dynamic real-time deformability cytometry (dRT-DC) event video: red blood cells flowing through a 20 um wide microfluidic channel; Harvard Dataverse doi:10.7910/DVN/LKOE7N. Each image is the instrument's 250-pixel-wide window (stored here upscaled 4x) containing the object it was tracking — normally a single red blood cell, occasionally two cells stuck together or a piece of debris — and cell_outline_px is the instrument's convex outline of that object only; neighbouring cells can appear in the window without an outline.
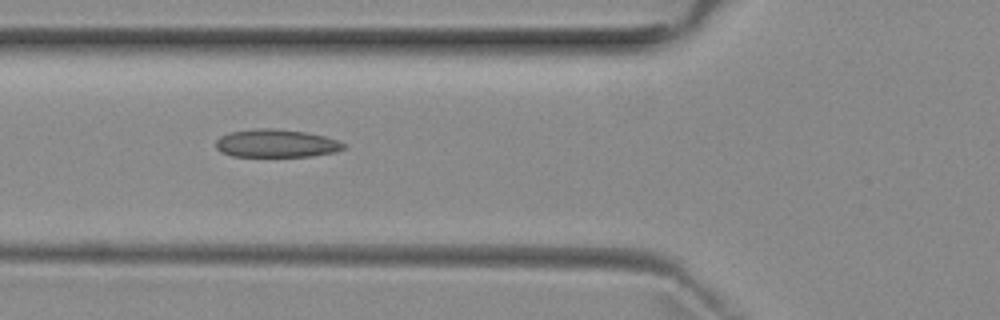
{"species": "common noctule bat (a hibernating species)", "species_latin": "Nyctalus noctula", "temperature_condition": "room temperature", "stored_images_in_passage": 5, "camera_frame_rate_fps": 3000, "um_per_image_px": 0.085, "animal": {"sex": "female", "body_mass_g": 29.2, "forearm_length_mm": 56.3}, "frame": {"image": 1, "passage_image": 4, "time_ms": 3.333, "image_size_px": [1000, 320], "cell_outline_px": [[344, 148], [336, 152], [312, 156], [232, 156], [220, 152], [216, 148], [216, 140], [220, 136], [228, 132], [256, 128], [272, 128], [308, 132], [324, 136], [336, 140], [344, 144]], "centroid_in_image_um": [23.44, 12.18], "position_along_channel_um": 102.4, "area_um2": 20.92}}
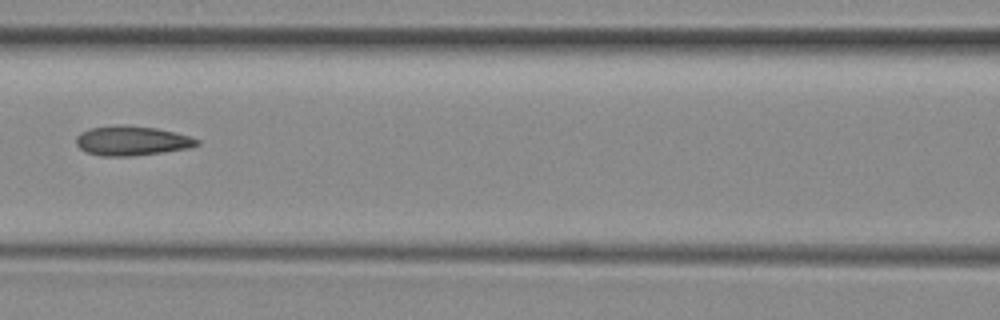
{"frame": {"image": 2, "passage_image": 5, "time_ms": 4.667, "image_size_px": [1000, 320], "cell_outline_px": [[200, 144], [192, 148], [164, 152], [132, 156], [100, 156], [84, 152], [76, 144], [76, 136], [80, 132], [92, 128], [156, 128], [176, 132], [200, 140]], "centroid_in_image_um": [11.25, 12.03], "position_along_channel_um": 155.4, "area_um2": 20.11}}